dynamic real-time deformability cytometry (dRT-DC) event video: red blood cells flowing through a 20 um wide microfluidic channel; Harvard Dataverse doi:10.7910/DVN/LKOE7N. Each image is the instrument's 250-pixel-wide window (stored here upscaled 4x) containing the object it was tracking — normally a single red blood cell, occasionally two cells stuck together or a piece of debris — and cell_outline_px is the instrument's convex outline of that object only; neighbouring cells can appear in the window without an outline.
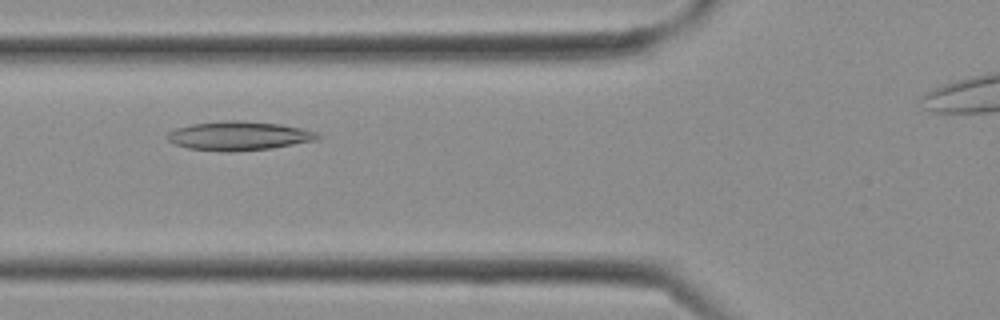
{"species": "Egyptian fruit bat (a non-hibernating species)", "species_latin": "Rousettus aegyptiacus", "temperature_condition": "cold", "stored_images_in_passage": 10, "camera_frame_rate_fps": 3000, "um_per_image_px": 0.085, "frame": {"image": 1, "passage_image": 5, "time_ms": 1.333, "image_size_px": [1000, 320], "cell_outline_px": [[324, 136], [320, 140], [272, 148], [236, 152], [220, 152], [188, 148], [176, 144], [168, 140], [168, 132], [176, 128], [192, 124], [224, 120], [236, 120], [280, 124], [300, 128], [316, 132]], "centroid_in_image_um": [20.36, 11.56], "position_along_channel_um": 105.4, "area_um2": 25.61}}
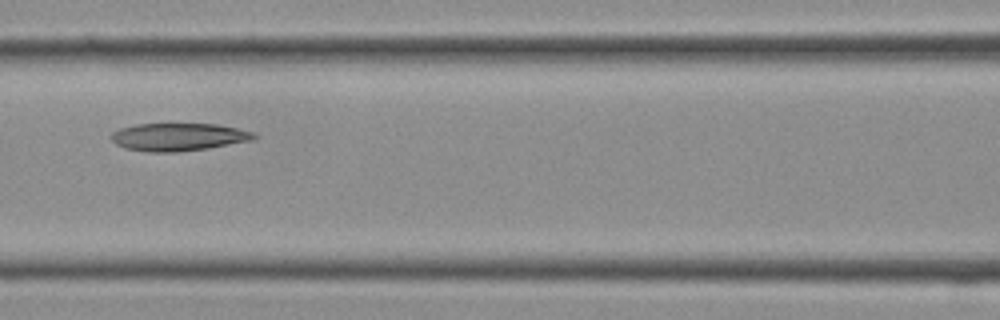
{"frame": {"image": 2, "passage_image": 7, "time_ms": 2.0, "image_size_px": [1000, 320], "cell_outline_px": [[260, 136], [256, 140], [208, 148], [176, 152], [148, 152], [124, 148], [116, 144], [112, 140], [112, 132], [120, 128], [136, 124], [216, 124], [236, 128], [252, 132]], "centroid_in_image_um": [15.2, 11.65], "position_along_channel_um": 151.4, "area_um2": 23.18}}
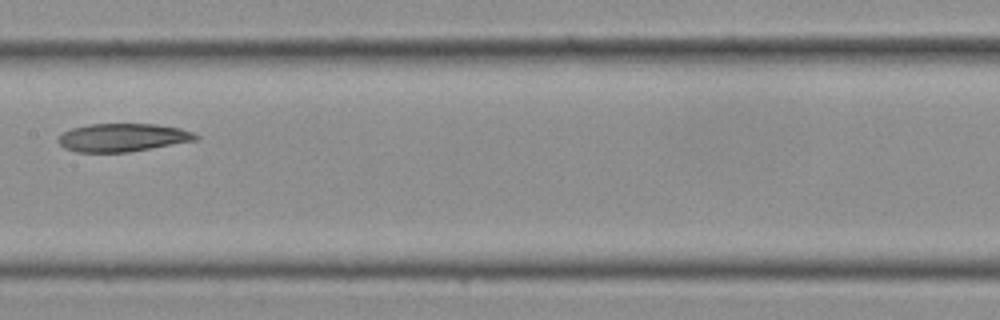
{"frame": {"image": 3, "passage_image": 9, "time_ms": 2.667, "image_size_px": [1000, 320], "cell_outline_px": [[200, 136], [196, 140], [152, 148], [128, 152], [76, 152], [64, 148], [56, 140], [64, 132], [72, 128], [88, 124], [156, 124], [180, 128], [192, 132]], "centroid_in_image_um": [10.41, 11.69], "position_along_channel_um": 197.0, "area_um2": 22.48}}